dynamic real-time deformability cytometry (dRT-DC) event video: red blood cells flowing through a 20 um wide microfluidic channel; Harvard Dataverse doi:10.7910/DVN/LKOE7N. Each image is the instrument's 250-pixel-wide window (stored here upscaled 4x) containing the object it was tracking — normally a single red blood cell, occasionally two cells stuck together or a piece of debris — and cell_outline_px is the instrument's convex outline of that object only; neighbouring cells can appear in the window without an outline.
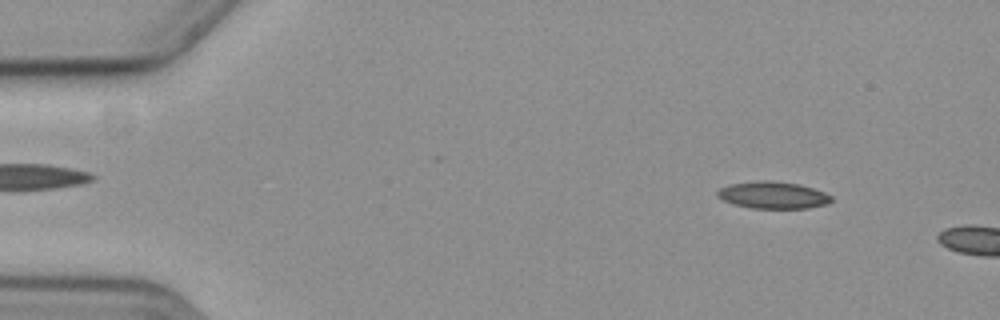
{"species": "common noctule bat (a hibernating species)", "species_latin": "Nyctalus noctula", "temperature_condition": "cold", "stored_images_in_passage": 10, "camera_frame_rate_fps": 3000, "um_per_image_px": 0.085, "animal": {"sex": "female", "body_mass_g": 19.3, "forearm_length_mm": 54.1}, "frame": {"image": 1, "passage_image": 6, "time_ms": 1.667, "image_size_px": [1000, 320], "cell_outline_px": [[832, 200], [828, 204], [808, 208], [752, 208], [732, 204], [716, 196], [716, 192], [720, 188], [732, 184], [764, 180], [768, 180], [800, 184], [824, 192], [832, 196]], "centroid_in_image_um": [65.71, 16.59], "position_along_channel_um": 19.3, "area_um2": 17.86}}